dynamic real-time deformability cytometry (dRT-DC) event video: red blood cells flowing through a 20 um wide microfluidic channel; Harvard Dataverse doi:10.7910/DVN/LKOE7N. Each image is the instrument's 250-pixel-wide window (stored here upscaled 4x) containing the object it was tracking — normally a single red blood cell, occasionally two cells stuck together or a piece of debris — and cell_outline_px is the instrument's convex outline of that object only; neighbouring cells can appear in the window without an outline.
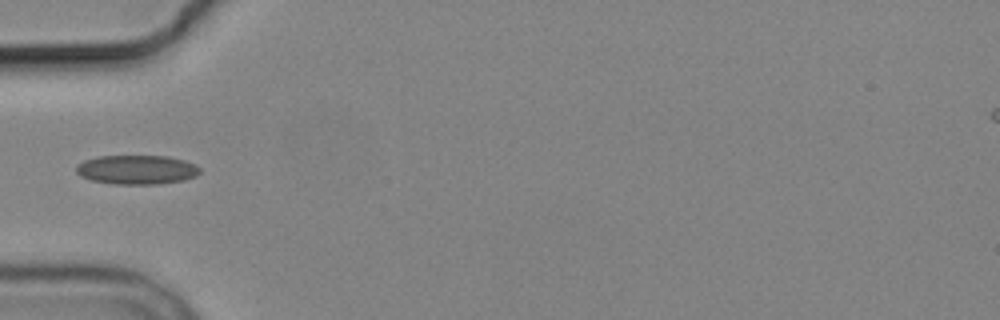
{"species": "common noctule bat (a hibernating species)", "species_latin": "Nyctalus noctula", "temperature_condition": "cold", "stored_images_in_passage": 2, "camera_frame_rate_fps": 3000, "um_per_image_px": 0.085, "animal": {"sex": "male", "body_mass_g": 19.2, "forearm_length_mm": 51.8}, "frame": {"image": 1, "passage_image": 2, "time_ms": 1.333, "image_size_px": [1000, 320], "cell_outline_px": [[200, 172], [196, 176], [184, 180], [156, 184], [112, 184], [92, 180], [80, 176], [76, 172], [76, 164], [84, 160], [96, 156], [168, 156], [184, 160], [196, 164], [200, 168]], "centroid_in_image_um": [11.61, 14.42], "position_along_channel_um": 73.4, "area_um2": 21.21}}